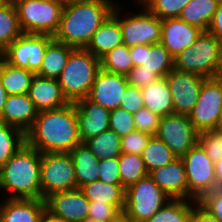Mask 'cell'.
Returning <instances> with one entry per match:
<instances>
[{"label":"cell","instance_id":"obj_17","mask_svg":"<svg viewBox=\"0 0 222 222\" xmlns=\"http://www.w3.org/2000/svg\"><path fill=\"white\" fill-rule=\"evenodd\" d=\"M78 131L81 142L109 130L110 110L89 100L87 97L75 102Z\"/></svg>","mask_w":222,"mask_h":222},{"label":"cell","instance_id":"obj_25","mask_svg":"<svg viewBox=\"0 0 222 222\" xmlns=\"http://www.w3.org/2000/svg\"><path fill=\"white\" fill-rule=\"evenodd\" d=\"M70 155L75 169L76 188H81L83 185L99 179L100 159L96 157L85 143L77 144L70 152Z\"/></svg>","mask_w":222,"mask_h":222},{"label":"cell","instance_id":"obj_43","mask_svg":"<svg viewBox=\"0 0 222 222\" xmlns=\"http://www.w3.org/2000/svg\"><path fill=\"white\" fill-rule=\"evenodd\" d=\"M98 172V180L106 184L121 185L120 166L118 158L100 159Z\"/></svg>","mask_w":222,"mask_h":222},{"label":"cell","instance_id":"obj_29","mask_svg":"<svg viewBox=\"0 0 222 222\" xmlns=\"http://www.w3.org/2000/svg\"><path fill=\"white\" fill-rule=\"evenodd\" d=\"M34 75L33 72L12 66L0 58V82L8 95L27 94Z\"/></svg>","mask_w":222,"mask_h":222},{"label":"cell","instance_id":"obj_8","mask_svg":"<svg viewBox=\"0 0 222 222\" xmlns=\"http://www.w3.org/2000/svg\"><path fill=\"white\" fill-rule=\"evenodd\" d=\"M169 200L170 197L147 175L126 189L124 211L135 222H144Z\"/></svg>","mask_w":222,"mask_h":222},{"label":"cell","instance_id":"obj_16","mask_svg":"<svg viewBox=\"0 0 222 222\" xmlns=\"http://www.w3.org/2000/svg\"><path fill=\"white\" fill-rule=\"evenodd\" d=\"M128 85L125 75L110 73L100 68L87 98L111 111L120 107Z\"/></svg>","mask_w":222,"mask_h":222},{"label":"cell","instance_id":"obj_56","mask_svg":"<svg viewBox=\"0 0 222 222\" xmlns=\"http://www.w3.org/2000/svg\"><path fill=\"white\" fill-rule=\"evenodd\" d=\"M51 222H66L65 220L57 219L51 216Z\"/></svg>","mask_w":222,"mask_h":222},{"label":"cell","instance_id":"obj_58","mask_svg":"<svg viewBox=\"0 0 222 222\" xmlns=\"http://www.w3.org/2000/svg\"><path fill=\"white\" fill-rule=\"evenodd\" d=\"M7 3V0H0V8Z\"/></svg>","mask_w":222,"mask_h":222},{"label":"cell","instance_id":"obj_33","mask_svg":"<svg viewBox=\"0 0 222 222\" xmlns=\"http://www.w3.org/2000/svg\"><path fill=\"white\" fill-rule=\"evenodd\" d=\"M22 33L15 4L7 2L0 8V53Z\"/></svg>","mask_w":222,"mask_h":222},{"label":"cell","instance_id":"obj_18","mask_svg":"<svg viewBox=\"0 0 222 222\" xmlns=\"http://www.w3.org/2000/svg\"><path fill=\"white\" fill-rule=\"evenodd\" d=\"M202 30L179 18L162 20L161 43L175 58L186 48L191 47Z\"/></svg>","mask_w":222,"mask_h":222},{"label":"cell","instance_id":"obj_37","mask_svg":"<svg viewBox=\"0 0 222 222\" xmlns=\"http://www.w3.org/2000/svg\"><path fill=\"white\" fill-rule=\"evenodd\" d=\"M118 160L121 185L125 189L148 175L141 155L121 153Z\"/></svg>","mask_w":222,"mask_h":222},{"label":"cell","instance_id":"obj_59","mask_svg":"<svg viewBox=\"0 0 222 222\" xmlns=\"http://www.w3.org/2000/svg\"><path fill=\"white\" fill-rule=\"evenodd\" d=\"M83 1H92V0H70V2H83Z\"/></svg>","mask_w":222,"mask_h":222},{"label":"cell","instance_id":"obj_52","mask_svg":"<svg viewBox=\"0 0 222 222\" xmlns=\"http://www.w3.org/2000/svg\"><path fill=\"white\" fill-rule=\"evenodd\" d=\"M8 94L6 93L5 89L3 88L0 82V113L3 110L4 104L7 100Z\"/></svg>","mask_w":222,"mask_h":222},{"label":"cell","instance_id":"obj_14","mask_svg":"<svg viewBox=\"0 0 222 222\" xmlns=\"http://www.w3.org/2000/svg\"><path fill=\"white\" fill-rule=\"evenodd\" d=\"M175 114L189 115L196 105L204 80L203 76L172 69L166 76Z\"/></svg>","mask_w":222,"mask_h":222},{"label":"cell","instance_id":"obj_15","mask_svg":"<svg viewBox=\"0 0 222 222\" xmlns=\"http://www.w3.org/2000/svg\"><path fill=\"white\" fill-rule=\"evenodd\" d=\"M46 213L66 222H80L88 217L89 201L80 188L53 193L44 199Z\"/></svg>","mask_w":222,"mask_h":222},{"label":"cell","instance_id":"obj_9","mask_svg":"<svg viewBox=\"0 0 222 222\" xmlns=\"http://www.w3.org/2000/svg\"><path fill=\"white\" fill-rule=\"evenodd\" d=\"M40 186L42 200L53 193L76 189V175L70 153L47 152L41 155Z\"/></svg>","mask_w":222,"mask_h":222},{"label":"cell","instance_id":"obj_42","mask_svg":"<svg viewBox=\"0 0 222 222\" xmlns=\"http://www.w3.org/2000/svg\"><path fill=\"white\" fill-rule=\"evenodd\" d=\"M150 138V134L134 130L121 137V151L126 154L141 155Z\"/></svg>","mask_w":222,"mask_h":222},{"label":"cell","instance_id":"obj_3","mask_svg":"<svg viewBox=\"0 0 222 222\" xmlns=\"http://www.w3.org/2000/svg\"><path fill=\"white\" fill-rule=\"evenodd\" d=\"M41 153L25 143L0 168V199L42 200ZM5 196V197H4Z\"/></svg>","mask_w":222,"mask_h":222},{"label":"cell","instance_id":"obj_11","mask_svg":"<svg viewBox=\"0 0 222 222\" xmlns=\"http://www.w3.org/2000/svg\"><path fill=\"white\" fill-rule=\"evenodd\" d=\"M54 39L48 34L22 33L1 53L12 66L36 74L41 67L47 45Z\"/></svg>","mask_w":222,"mask_h":222},{"label":"cell","instance_id":"obj_21","mask_svg":"<svg viewBox=\"0 0 222 222\" xmlns=\"http://www.w3.org/2000/svg\"><path fill=\"white\" fill-rule=\"evenodd\" d=\"M170 199H187V178L181 158L148 174Z\"/></svg>","mask_w":222,"mask_h":222},{"label":"cell","instance_id":"obj_50","mask_svg":"<svg viewBox=\"0 0 222 222\" xmlns=\"http://www.w3.org/2000/svg\"><path fill=\"white\" fill-rule=\"evenodd\" d=\"M216 189H222V158L215 163Z\"/></svg>","mask_w":222,"mask_h":222},{"label":"cell","instance_id":"obj_34","mask_svg":"<svg viewBox=\"0 0 222 222\" xmlns=\"http://www.w3.org/2000/svg\"><path fill=\"white\" fill-rule=\"evenodd\" d=\"M85 144L98 159L119 158L122 153L121 137L110 129L88 139Z\"/></svg>","mask_w":222,"mask_h":222},{"label":"cell","instance_id":"obj_31","mask_svg":"<svg viewBox=\"0 0 222 222\" xmlns=\"http://www.w3.org/2000/svg\"><path fill=\"white\" fill-rule=\"evenodd\" d=\"M197 200L170 199L158 212L144 222H190Z\"/></svg>","mask_w":222,"mask_h":222},{"label":"cell","instance_id":"obj_44","mask_svg":"<svg viewBox=\"0 0 222 222\" xmlns=\"http://www.w3.org/2000/svg\"><path fill=\"white\" fill-rule=\"evenodd\" d=\"M198 203L222 222V189H215L211 192L204 194Z\"/></svg>","mask_w":222,"mask_h":222},{"label":"cell","instance_id":"obj_1","mask_svg":"<svg viewBox=\"0 0 222 222\" xmlns=\"http://www.w3.org/2000/svg\"><path fill=\"white\" fill-rule=\"evenodd\" d=\"M25 137L26 143L41 154L70 153L81 143L75 103L40 111Z\"/></svg>","mask_w":222,"mask_h":222},{"label":"cell","instance_id":"obj_36","mask_svg":"<svg viewBox=\"0 0 222 222\" xmlns=\"http://www.w3.org/2000/svg\"><path fill=\"white\" fill-rule=\"evenodd\" d=\"M26 143L18 128L0 122V168Z\"/></svg>","mask_w":222,"mask_h":222},{"label":"cell","instance_id":"obj_19","mask_svg":"<svg viewBox=\"0 0 222 222\" xmlns=\"http://www.w3.org/2000/svg\"><path fill=\"white\" fill-rule=\"evenodd\" d=\"M130 54L134 67L142 65L143 69L155 72L160 78L174 69V58L161 42L132 46Z\"/></svg>","mask_w":222,"mask_h":222},{"label":"cell","instance_id":"obj_38","mask_svg":"<svg viewBox=\"0 0 222 222\" xmlns=\"http://www.w3.org/2000/svg\"><path fill=\"white\" fill-rule=\"evenodd\" d=\"M150 13L161 20L169 18H178L182 9L191 0H137Z\"/></svg>","mask_w":222,"mask_h":222},{"label":"cell","instance_id":"obj_48","mask_svg":"<svg viewBox=\"0 0 222 222\" xmlns=\"http://www.w3.org/2000/svg\"><path fill=\"white\" fill-rule=\"evenodd\" d=\"M222 42V0L219 1L213 19L207 30Z\"/></svg>","mask_w":222,"mask_h":222},{"label":"cell","instance_id":"obj_24","mask_svg":"<svg viewBox=\"0 0 222 222\" xmlns=\"http://www.w3.org/2000/svg\"><path fill=\"white\" fill-rule=\"evenodd\" d=\"M122 44L124 43L120 23L111 14L94 32L85 49L100 59L107 52Z\"/></svg>","mask_w":222,"mask_h":222},{"label":"cell","instance_id":"obj_27","mask_svg":"<svg viewBox=\"0 0 222 222\" xmlns=\"http://www.w3.org/2000/svg\"><path fill=\"white\" fill-rule=\"evenodd\" d=\"M80 189L89 202H104L114 205L119 211L125 208L126 189L122 185H111L97 180L83 185Z\"/></svg>","mask_w":222,"mask_h":222},{"label":"cell","instance_id":"obj_28","mask_svg":"<svg viewBox=\"0 0 222 222\" xmlns=\"http://www.w3.org/2000/svg\"><path fill=\"white\" fill-rule=\"evenodd\" d=\"M74 49L53 39L47 45L40 70L36 74L42 77L58 79L67 63L70 53Z\"/></svg>","mask_w":222,"mask_h":222},{"label":"cell","instance_id":"obj_45","mask_svg":"<svg viewBox=\"0 0 222 222\" xmlns=\"http://www.w3.org/2000/svg\"><path fill=\"white\" fill-rule=\"evenodd\" d=\"M159 78L160 77L155 72L143 69L142 65L133 67L126 75L129 85L139 89L148 86Z\"/></svg>","mask_w":222,"mask_h":222},{"label":"cell","instance_id":"obj_5","mask_svg":"<svg viewBox=\"0 0 222 222\" xmlns=\"http://www.w3.org/2000/svg\"><path fill=\"white\" fill-rule=\"evenodd\" d=\"M100 59L85 48H75L63 68L58 82L69 102L86 98L93 86Z\"/></svg>","mask_w":222,"mask_h":222},{"label":"cell","instance_id":"obj_32","mask_svg":"<svg viewBox=\"0 0 222 222\" xmlns=\"http://www.w3.org/2000/svg\"><path fill=\"white\" fill-rule=\"evenodd\" d=\"M141 156L148 174L177 159L170 148L156 136H151Z\"/></svg>","mask_w":222,"mask_h":222},{"label":"cell","instance_id":"obj_49","mask_svg":"<svg viewBox=\"0 0 222 222\" xmlns=\"http://www.w3.org/2000/svg\"><path fill=\"white\" fill-rule=\"evenodd\" d=\"M190 222H220L207 210H205L198 201L194 205V210Z\"/></svg>","mask_w":222,"mask_h":222},{"label":"cell","instance_id":"obj_51","mask_svg":"<svg viewBox=\"0 0 222 222\" xmlns=\"http://www.w3.org/2000/svg\"><path fill=\"white\" fill-rule=\"evenodd\" d=\"M108 222H135V221L124 210H122V211H119Z\"/></svg>","mask_w":222,"mask_h":222},{"label":"cell","instance_id":"obj_35","mask_svg":"<svg viewBox=\"0 0 222 222\" xmlns=\"http://www.w3.org/2000/svg\"><path fill=\"white\" fill-rule=\"evenodd\" d=\"M133 67L130 47L125 44L115 47L100 58V68L110 73L126 76Z\"/></svg>","mask_w":222,"mask_h":222},{"label":"cell","instance_id":"obj_40","mask_svg":"<svg viewBox=\"0 0 222 222\" xmlns=\"http://www.w3.org/2000/svg\"><path fill=\"white\" fill-rule=\"evenodd\" d=\"M109 128L120 137L128 135L136 130L133 114L120 107L111 110Z\"/></svg>","mask_w":222,"mask_h":222},{"label":"cell","instance_id":"obj_26","mask_svg":"<svg viewBox=\"0 0 222 222\" xmlns=\"http://www.w3.org/2000/svg\"><path fill=\"white\" fill-rule=\"evenodd\" d=\"M144 107L160 117L174 113L173 101L166 77L141 88Z\"/></svg>","mask_w":222,"mask_h":222},{"label":"cell","instance_id":"obj_4","mask_svg":"<svg viewBox=\"0 0 222 222\" xmlns=\"http://www.w3.org/2000/svg\"><path fill=\"white\" fill-rule=\"evenodd\" d=\"M174 69L205 78L222 76V42L202 31L195 43L174 58Z\"/></svg>","mask_w":222,"mask_h":222},{"label":"cell","instance_id":"obj_22","mask_svg":"<svg viewBox=\"0 0 222 222\" xmlns=\"http://www.w3.org/2000/svg\"><path fill=\"white\" fill-rule=\"evenodd\" d=\"M28 96L38 112L63 107L70 103L64 96L58 79L34 75Z\"/></svg>","mask_w":222,"mask_h":222},{"label":"cell","instance_id":"obj_20","mask_svg":"<svg viewBox=\"0 0 222 222\" xmlns=\"http://www.w3.org/2000/svg\"><path fill=\"white\" fill-rule=\"evenodd\" d=\"M38 113L28 94L8 95L0 113V122L16 127L26 134L32 128Z\"/></svg>","mask_w":222,"mask_h":222},{"label":"cell","instance_id":"obj_41","mask_svg":"<svg viewBox=\"0 0 222 222\" xmlns=\"http://www.w3.org/2000/svg\"><path fill=\"white\" fill-rule=\"evenodd\" d=\"M136 130L156 136L159 128L160 116L148 108H141L133 114Z\"/></svg>","mask_w":222,"mask_h":222},{"label":"cell","instance_id":"obj_10","mask_svg":"<svg viewBox=\"0 0 222 222\" xmlns=\"http://www.w3.org/2000/svg\"><path fill=\"white\" fill-rule=\"evenodd\" d=\"M181 160L187 178V200H199L204 194L216 189L215 164L205 150L195 144Z\"/></svg>","mask_w":222,"mask_h":222},{"label":"cell","instance_id":"obj_7","mask_svg":"<svg viewBox=\"0 0 222 222\" xmlns=\"http://www.w3.org/2000/svg\"><path fill=\"white\" fill-rule=\"evenodd\" d=\"M23 33H57L64 5L54 0H16L14 2Z\"/></svg>","mask_w":222,"mask_h":222},{"label":"cell","instance_id":"obj_54","mask_svg":"<svg viewBox=\"0 0 222 222\" xmlns=\"http://www.w3.org/2000/svg\"><path fill=\"white\" fill-rule=\"evenodd\" d=\"M218 129H222V107L220 109V114H219Z\"/></svg>","mask_w":222,"mask_h":222},{"label":"cell","instance_id":"obj_13","mask_svg":"<svg viewBox=\"0 0 222 222\" xmlns=\"http://www.w3.org/2000/svg\"><path fill=\"white\" fill-rule=\"evenodd\" d=\"M198 133L187 115L173 113L160 118L156 137L181 158L198 143Z\"/></svg>","mask_w":222,"mask_h":222},{"label":"cell","instance_id":"obj_55","mask_svg":"<svg viewBox=\"0 0 222 222\" xmlns=\"http://www.w3.org/2000/svg\"><path fill=\"white\" fill-rule=\"evenodd\" d=\"M80 222H99V221L95 220L94 218L87 217Z\"/></svg>","mask_w":222,"mask_h":222},{"label":"cell","instance_id":"obj_53","mask_svg":"<svg viewBox=\"0 0 222 222\" xmlns=\"http://www.w3.org/2000/svg\"><path fill=\"white\" fill-rule=\"evenodd\" d=\"M39 222H51V215L45 213Z\"/></svg>","mask_w":222,"mask_h":222},{"label":"cell","instance_id":"obj_46","mask_svg":"<svg viewBox=\"0 0 222 222\" xmlns=\"http://www.w3.org/2000/svg\"><path fill=\"white\" fill-rule=\"evenodd\" d=\"M143 107L144 102L141 89L128 85L122 96L120 108H123L129 113L134 114Z\"/></svg>","mask_w":222,"mask_h":222},{"label":"cell","instance_id":"obj_60","mask_svg":"<svg viewBox=\"0 0 222 222\" xmlns=\"http://www.w3.org/2000/svg\"><path fill=\"white\" fill-rule=\"evenodd\" d=\"M221 153H222V129H221Z\"/></svg>","mask_w":222,"mask_h":222},{"label":"cell","instance_id":"obj_61","mask_svg":"<svg viewBox=\"0 0 222 222\" xmlns=\"http://www.w3.org/2000/svg\"><path fill=\"white\" fill-rule=\"evenodd\" d=\"M15 1H16V0H7V2H13V3H14Z\"/></svg>","mask_w":222,"mask_h":222},{"label":"cell","instance_id":"obj_2","mask_svg":"<svg viewBox=\"0 0 222 222\" xmlns=\"http://www.w3.org/2000/svg\"><path fill=\"white\" fill-rule=\"evenodd\" d=\"M120 0L69 2L64 5L54 39L73 48H86L94 32Z\"/></svg>","mask_w":222,"mask_h":222},{"label":"cell","instance_id":"obj_6","mask_svg":"<svg viewBox=\"0 0 222 222\" xmlns=\"http://www.w3.org/2000/svg\"><path fill=\"white\" fill-rule=\"evenodd\" d=\"M130 4H134L135 13L133 7L132 10L126 11L127 6H122L121 0L112 13L120 23L123 43L128 47L159 43L161 41L162 20L150 13L137 0H132Z\"/></svg>","mask_w":222,"mask_h":222},{"label":"cell","instance_id":"obj_30","mask_svg":"<svg viewBox=\"0 0 222 222\" xmlns=\"http://www.w3.org/2000/svg\"><path fill=\"white\" fill-rule=\"evenodd\" d=\"M220 0H191L181 11L179 19L207 31Z\"/></svg>","mask_w":222,"mask_h":222},{"label":"cell","instance_id":"obj_47","mask_svg":"<svg viewBox=\"0 0 222 222\" xmlns=\"http://www.w3.org/2000/svg\"><path fill=\"white\" fill-rule=\"evenodd\" d=\"M119 210L107 203H97V201L89 202L88 217L94 218L99 222H108L111 220Z\"/></svg>","mask_w":222,"mask_h":222},{"label":"cell","instance_id":"obj_57","mask_svg":"<svg viewBox=\"0 0 222 222\" xmlns=\"http://www.w3.org/2000/svg\"><path fill=\"white\" fill-rule=\"evenodd\" d=\"M54 1L60 2V3H62L63 5H66L67 3L70 2V0H54Z\"/></svg>","mask_w":222,"mask_h":222},{"label":"cell","instance_id":"obj_12","mask_svg":"<svg viewBox=\"0 0 222 222\" xmlns=\"http://www.w3.org/2000/svg\"><path fill=\"white\" fill-rule=\"evenodd\" d=\"M221 107L222 76L206 78L189 120L198 132L217 130Z\"/></svg>","mask_w":222,"mask_h":222},{"label":"cell","instance_id":"obj_39","mask_svg":"<svg viewBox=\"0 0 222 222\" xmlns=\"http://www.w3.org/2000/svg\"><path fill=\"white\" fill-rule=\"evenodd\" d=\"M198 143L214 164L222 158L221 129L199 132Z\"/></svg>","mask_w":222,"mask_h":222},{"label":"cell","instance_id":"obj_23","mask_svg":"<svg viewBox=\"0 0 222 222\" xmlns=\"http://www.w3.org/2000/svg\"><path fill=\"white\" fill-rule=\"evenodd\" d=\"M45 213L44 200L0 199V222H39Z\"/></svg>","mask_w":222,"mask_h":222}]
</instances>
